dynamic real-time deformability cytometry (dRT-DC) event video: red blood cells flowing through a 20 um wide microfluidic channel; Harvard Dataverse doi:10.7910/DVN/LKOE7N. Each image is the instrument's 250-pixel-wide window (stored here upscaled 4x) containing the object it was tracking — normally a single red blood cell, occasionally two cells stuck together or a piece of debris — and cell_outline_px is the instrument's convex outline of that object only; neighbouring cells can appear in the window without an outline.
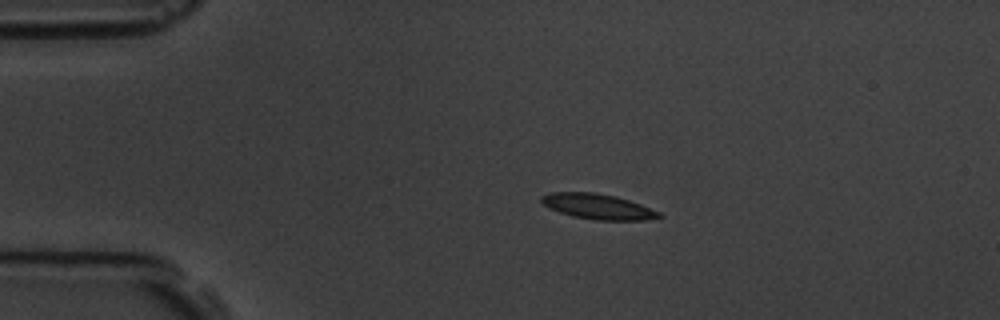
{"species": "common noctule bat (a hibernating species)", "species_latin": "Nyctalus noctula", "temperature_condition": "room temperature", "stored_images_in_passage": 6, "camera_frame_rate_fps": 3000, "um_per_image_px": 0.085, "animal": {"sex": "male", "body_mass_g": 19.5, "forearm_length_mm": 54.6}, "frame": {"image": 1, "passage_image": 3, "time_ms": 2.333, "image_size_px": [1000, 320], "cell_outline_px": [[664, 216], [644, 220], [596, 220], [572, 216], [548, 208], [540, 200], [540, 196], [552, 192], [596, 192], [616, 196], [640, 204], [660, 212]], "centroid_in_image_um": [50.8, 17.55], "position_along_channel_um": 34.2, "area_um2": 17.34}}
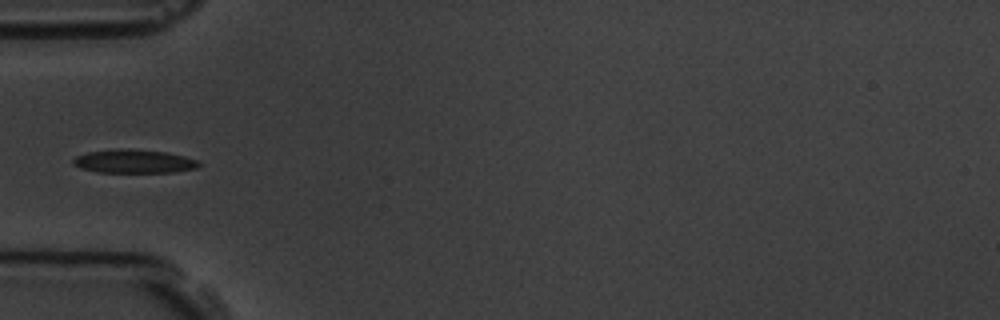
{"frame": {"image": 2, "passage_image": 5, "time_ms": 4.667, "image_size_px": [1000, 320], "cell_outline_px": [[200, 164], [196, 168], [172, 172], [96, 172], [80, 168], [72, 164], [72, 160], [76, 156], [88, 152], [120, 148], [168, 152], [184, 156], [196, 160]], "centroid_in_image_um": [11.34, 13.71], "position_along_channel_um": 73.7, "area_um2": 17.17}}